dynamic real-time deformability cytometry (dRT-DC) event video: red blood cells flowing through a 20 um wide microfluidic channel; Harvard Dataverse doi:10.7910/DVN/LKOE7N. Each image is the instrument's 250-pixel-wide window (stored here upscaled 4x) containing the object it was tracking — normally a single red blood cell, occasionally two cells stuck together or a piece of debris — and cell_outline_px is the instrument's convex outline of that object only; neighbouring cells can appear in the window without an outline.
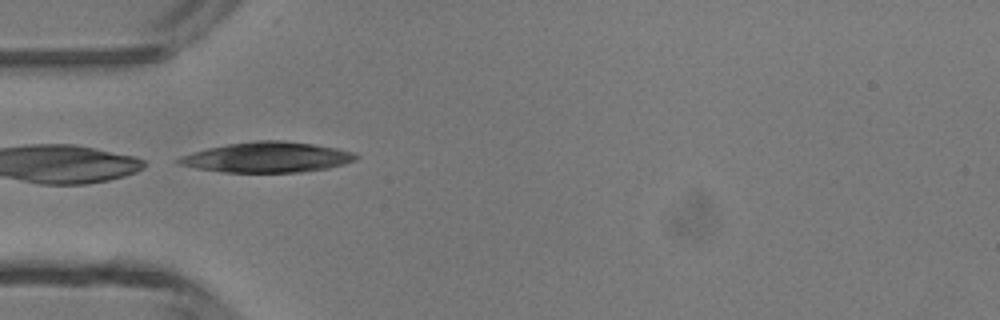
{"species": "common noctule bat (a hibernating species)", "species_latin": "Nyctalus noctula", "temperature_condition": "room temperature", "stored_images_in_passage": 2, "camera_frame_rate_fps": 3000, "um_per_image_px": 0.085, "animal": {"sex": "male", "body_mass_g": 13.3}, "frame": {"image": 1, "passage_image": 2, "time_ms": 1.0, "image_size_px": [1000, 320], "cell_outline_px": [[360, 156], [356, 160], [344, 164], [328, 168], [300, 172], [224, 172], [196, 168], [176, 164], [172, 160], [180, 156], [192, 152], [208, 148], [228, 144], [256, 140], [280, 140], [312, 144], [336, 148], [356, 152]], "centroid_in_image_um": [22.69, 13.37], "position_along_channel_um": 62.3, "area_um2": 31.5}}